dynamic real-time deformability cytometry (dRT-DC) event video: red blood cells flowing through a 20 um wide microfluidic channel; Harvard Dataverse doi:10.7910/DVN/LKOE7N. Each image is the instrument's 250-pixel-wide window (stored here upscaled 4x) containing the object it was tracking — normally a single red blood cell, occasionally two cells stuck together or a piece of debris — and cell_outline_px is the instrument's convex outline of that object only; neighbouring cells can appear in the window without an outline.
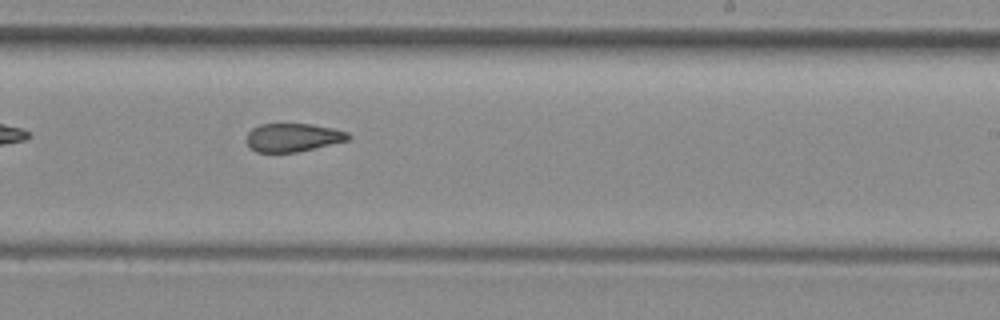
{"species": "common noctule bat (a hibernating species)", "species_latin": "Nyctalus noctula", "temperature_condition": "room temperature", "stored_images_in_passage": 36, "camera_frame_rate_fps": 3000, "um_per_image_px": 0.085, "animal": {"sex": "female", "body_mass_g": 29.2, "forearm_length_mm": 56.3}, "frame": {"image": 1, "passage_image": 16, "time_ms": 5.0, "image_size_px": [1000, 320], "cell_outline_px": [[352, 136], [348, 140], [296, 152], [256, 152], [248, 144], [248, 132], [252, 128], [260, 124], [312, 124], [332, 128], [348, 132]], "centroid_in_image_um": [24.91, 11.67], "position_along_channel_um": 264.1, "area_um2": 16.59}, "authors_computed_cell_mechanics": {"area_um2": 18.1492, "velocity_mm_per_s": 4.0952, "shape_relaxation_time_tau1_ms": null, "shape_relaxation_time_tau2_ms": 4.6505, "deformation_change_tau1": null, "deformation_change_tau2": 0.1278}}